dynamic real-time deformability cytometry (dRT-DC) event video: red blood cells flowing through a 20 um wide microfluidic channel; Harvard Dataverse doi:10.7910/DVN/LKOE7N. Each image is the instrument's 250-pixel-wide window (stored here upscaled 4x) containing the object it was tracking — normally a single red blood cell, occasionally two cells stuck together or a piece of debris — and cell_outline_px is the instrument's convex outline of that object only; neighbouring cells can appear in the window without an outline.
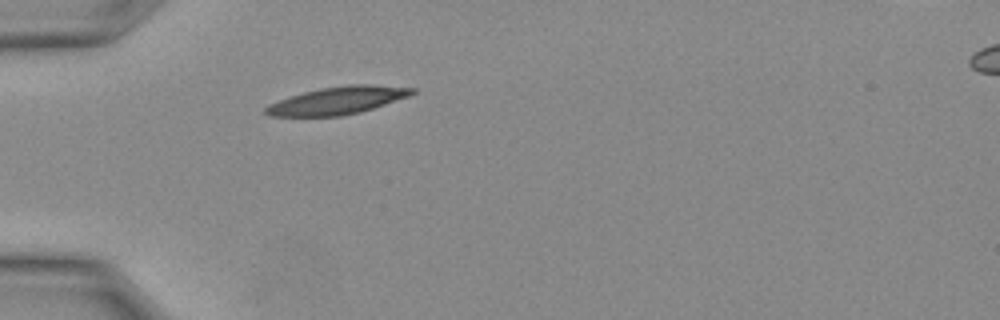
{"species": "Egyptian fruit bat (a non-hibernating species)", "species_latin": "Rousettus aegyptiacus", "temperature_condition": "warm", "stored_images_in_passage": 10, "camera_frame_rate_fps": 3000, "um_per_image_px": 0.085, "animal": {"sex": "female"}, "frame": {"image": 1, "passage_image": 1, "time_ms": 0.0, "image_size_px": [1000, 320], "cell_outline_px": [[416, 92], [408, 96], [360, 112], [340, 116], [268, 116], [264, 112], [264, 108], [268, 104], [304, 92], [320, 88], [352, 84], [372, 84], [416, 88]], "centroid_in_image_um": [28.69, 8.54], "position_along_channel_um": 56.3, "area_um2": 23.29}}
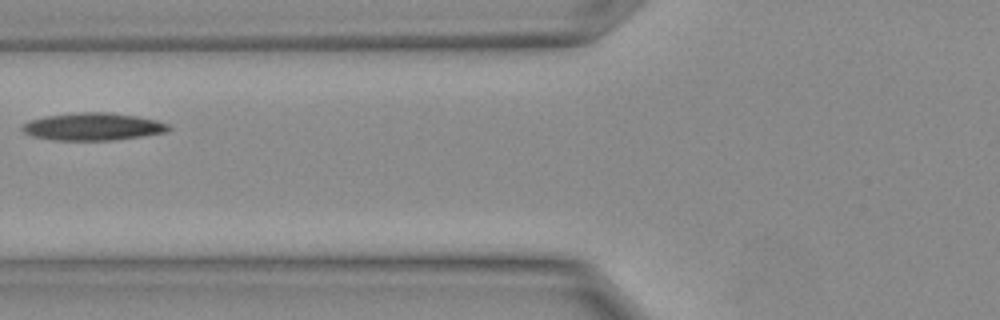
{"frame": {"image": 2, "passage_image": 4, "time_ms": 1.0, "image_size_px": [1000, 320], "cell_outline_px": [[172, 128], [168, 132], [112, 140], [56, 140], [32, 136], [24, 132], [20, 128], [20, 124], [28, 120], [44, 116], [80, 112], [108, 112], [136, 116], [156, 120], [168, 124]], "centroid_in_image_um": [7.86, 10.76], "position_along_channel_um": 117.9, "area_um2": 23.52}}
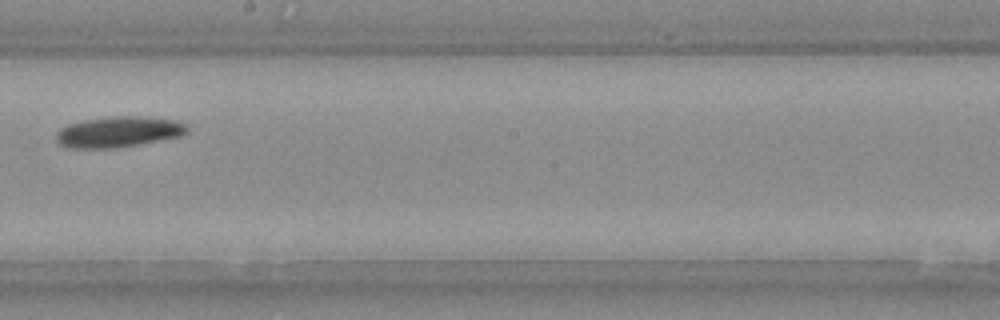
{"frame": {"image": 3, "passage_image": 9, "time_ms": 2.667, "image_size_px": [1000, 320], "cell_outline_px": [[188, 132], [180, 136], [136, 144], [112, 148], [72, 148], [60, 144], [56, 140], [56, 132], [60, 128], [68, 124], [84, 120], [108, 116], [148, 116], [176, 120], [188, 124]], "centroid_in_image_um": [10.08, 11.18], "position_along_channel_um": 238.1, "area_um2": 23.52}}